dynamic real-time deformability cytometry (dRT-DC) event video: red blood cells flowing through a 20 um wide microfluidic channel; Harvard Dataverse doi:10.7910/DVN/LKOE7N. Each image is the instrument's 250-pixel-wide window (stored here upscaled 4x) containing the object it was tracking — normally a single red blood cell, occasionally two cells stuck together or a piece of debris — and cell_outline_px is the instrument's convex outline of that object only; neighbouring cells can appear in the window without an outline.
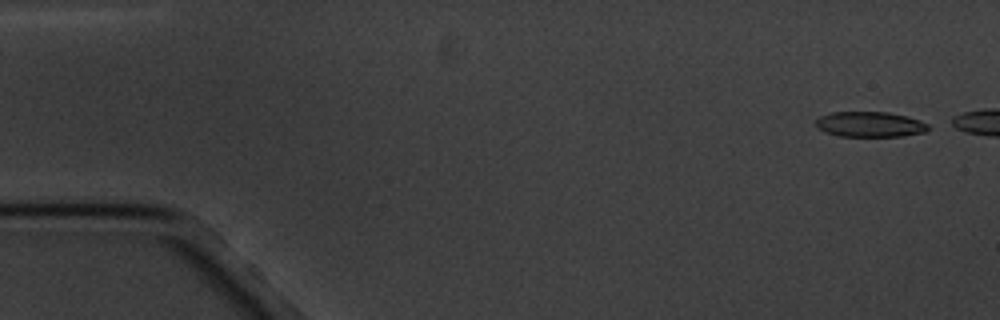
{"species": "common noctule bat (a hibernating species)", "species_latin": "Nyctalus noctula", "temperature_condition": "cold", "stored_images_in_passage": 2, "camera_frame_rate_fps": 3000, "um_per_image_px": 0.085, "animal": {"sex": "male", "body_mass_g": 20.1, "forearm_length_mm": 53.5}, "frame": {"image": 1, "passage_image": 1, "time_ms": 0.0, "image_size_px": [1000, 320], "cell_outline_px": [[928, 132], [904, 136], [840, 136], [824, 132], [816, 128], [816, 120], [820, 116], [832, 112], [888, 112], [908, 116], [920, 120], [928, 124]], "centroid_in_image_um": [73.96, 10.57], "position_along_channel_um": 11.0, "area_um2": 16.76}}